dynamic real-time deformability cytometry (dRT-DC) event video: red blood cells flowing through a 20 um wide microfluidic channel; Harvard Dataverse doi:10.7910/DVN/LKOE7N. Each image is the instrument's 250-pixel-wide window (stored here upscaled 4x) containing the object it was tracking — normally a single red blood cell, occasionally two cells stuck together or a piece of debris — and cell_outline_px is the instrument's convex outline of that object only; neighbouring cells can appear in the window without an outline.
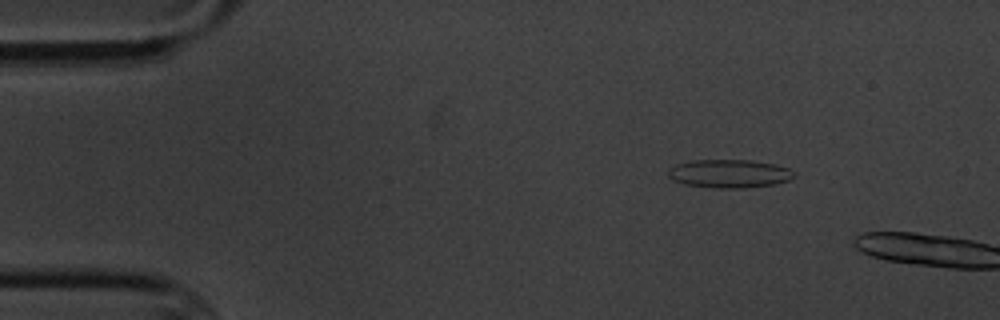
{"species": "common noctule bat (a hibernating species)", "species_latin": "Nyctalus noctula", "temperature_condition": "cold", "stored_images_in_passage": 3, "camera_frame_rate_fps": 3000, "um_per_image_px": 0.085, "animal": {"sex": "male", "body_mass_g": 20.1, "forearm_length_mm": 53.5}, "frame": {"image": 1, "passage_image": 2, "time_ms": 1.0, "image_size_px": [1000, 320], "cell_outline_px": [[796, 176], [788, 180], [776, 184], [744, 188], [720, 188], [684, 184], [672, 180], [668, 176], [668, 168], [676, 164], [692, 160], [748, 160], [776, 164], [788, 168], [796, 172]], "centroid_in_image_um": [62.0, 14.75], "position_along_channel_um": 23.0, "area_um2": 20.92}}